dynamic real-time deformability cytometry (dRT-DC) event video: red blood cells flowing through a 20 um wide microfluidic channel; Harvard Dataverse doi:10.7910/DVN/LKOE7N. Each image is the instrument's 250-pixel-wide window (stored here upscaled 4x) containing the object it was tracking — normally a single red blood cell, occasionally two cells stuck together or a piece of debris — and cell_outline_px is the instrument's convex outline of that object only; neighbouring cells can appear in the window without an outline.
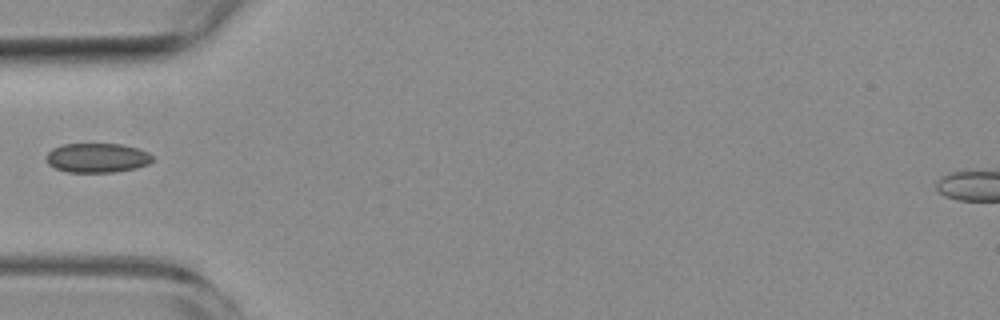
{"species": "common noctule bat (a hibernating species)", "species_latin": "Nyctalus noctula", "temperature_condition": "room temperature", "stored_images_in_passage": 3, "camera_frame_rate_fps": 3000, "um_per_image_px": 0.085, "animal": {"sex": "female", "body_mass_g": 19.3, "forearm_length_mm": 54.1}, "frame": {"image": 1, "passage_image": 2, "time_ms": 3.667, "image_size_px": [1000, 320], "cell_outline_px": [[152, 160], [148, 164], [136, 168], [116, 172], [68, 172], [56, 168], [48, 164], [44, 156], [52, 148], [64, 144], [120, 144], [136, 148], [148, 152], [152, 156]], "centroid_in_image_um": [8.23, 13.42], "position_along_channel_um": 76.8, "area_um2": 18.21}}
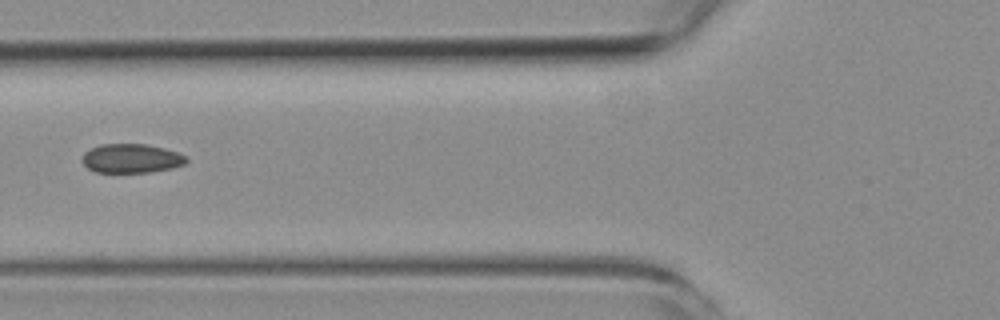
{"frame": {"image": 2, "passage_image": 3, "time_ms": 4.667, "image_size_px": [1000, 320], "cell_outline_px": [[188, 160], [184, 164], [172, 168], [148, 172], [96, 172], [88, 168], [80, 160], [84, 152], [100, 144], [144, 144], [164, 148], [176, 152], [184, 156]], "centroid_in_image_um": [11.12, 13.46], "position_along_channel_um": 114.7, "area_um2": 17.51}}